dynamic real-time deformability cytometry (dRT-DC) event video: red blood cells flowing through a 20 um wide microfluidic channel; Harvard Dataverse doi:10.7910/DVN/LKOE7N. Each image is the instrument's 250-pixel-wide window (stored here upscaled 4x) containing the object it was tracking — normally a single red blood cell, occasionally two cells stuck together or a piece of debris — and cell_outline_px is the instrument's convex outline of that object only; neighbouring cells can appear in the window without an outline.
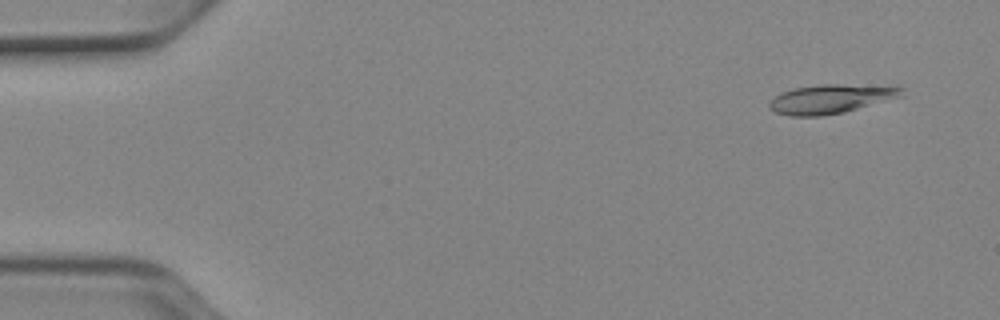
{"species": "Egyptian fruit bat (a non-hibernating species)", "species_latin": "Rousettus aegyptiacus", "temperature_condition": "cold", "stored_images_in_passage": 52, "camera_frame_rate_fps": 3000, "um_per_image_px": 0.085, "animal": {"sex": "female"}, "frame": {"image": 1, "passage_image": 4, "time_ms": 1.0, "image_size_px": [1000, 320], "cell_outline_px": [[904, 96], [844, 112], [820, 116], [788, 116], [776, 112], [768, 108], [768, 104], [776, 96], [784, 92], [796, 88], [820, 84], [900, 84], [904, 88]], "centroid_in_image_um": [70.78, 8.38], "position_along_channel_um": 14.2, "area_um2": 22.95}}
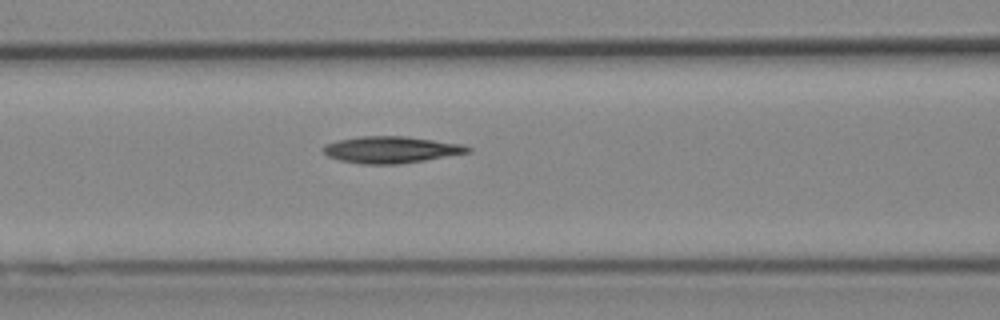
{"frame": {"image": 2, "passage_image": 22, "time_ms": 7.0, "image_size_px": [1000, 320], "cell_outline_px": [[472, 152], [424, 160], [396, 164], [360, 164], [340, 160], [328, 156], [324, 152], [324, 144], [336, 140], [360, 136], [404, 136], [464, 144], [472, 148]], "centroid_in_image_um": [33.25, 12.72], "position_along_channel_um": 133.3, "area_um2": 22.48}}
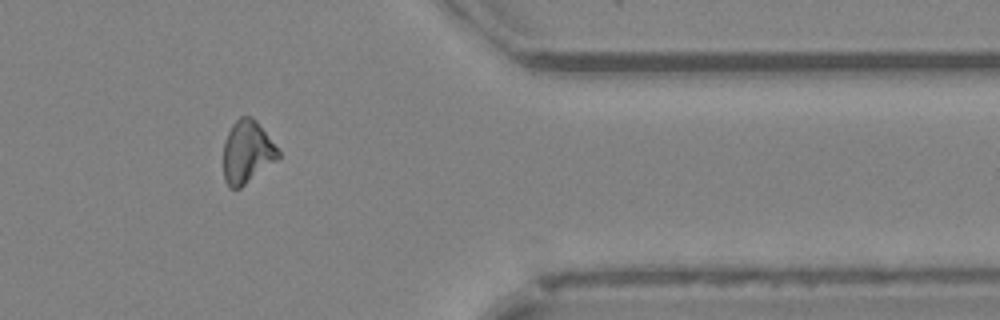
{"frame": {"image": 3, "passage_image": 43, "time_ms": 14.0, "image_size_px": [1000, 320], "cell_outline_px": [[280, 156], [276, 160], [240, 188], [228, 188], [224, 180], [224, 140], [232, 124], [240, 116], [252, 116], [256, 120], [280, 152]], "centroid_in_image_um": [20.98, 12.91], "position_along_channel_um": 390.4, "area_um2": 19.83}, "authors_computed_cell_mechanics": {"area_um2": 21.2993, "velocity_mm_per_s": 3.9299, "shape_relaxation_time_tau1_ms": null, "shape_relaxation_time_tau2_ms": 10.6472, "deformation_change_tau1": null, "deformation_change_tau2": 0.2199}}